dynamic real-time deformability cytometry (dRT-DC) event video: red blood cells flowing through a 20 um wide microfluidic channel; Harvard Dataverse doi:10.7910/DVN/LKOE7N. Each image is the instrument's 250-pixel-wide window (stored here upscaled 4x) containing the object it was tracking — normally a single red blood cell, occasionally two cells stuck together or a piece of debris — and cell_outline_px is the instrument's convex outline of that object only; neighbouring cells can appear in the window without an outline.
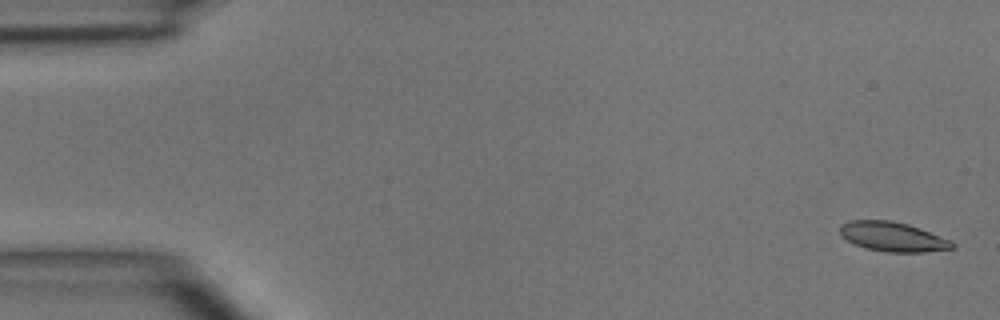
{"species": "common noctule bat (a hibernating species)", "species_latin": "Nyctalus noctula", "temperature_condition": "room temperature", "stored_images_in_passage": 6, "segment_of_instrument_passage": [2, 2], "camera_frame_rate_fps": 3000, "um_per_image_px": 0.085, "animal": {"sex": "male", "body_mass_g": 15.6}, "frame": {"image": 1, "passage_image": 6, "time_ms": 5.667, "image_size_px": [1000, 320], "cell_outline_px": [[956, 248], [924, 252], [888, 252], [864, 248], [840, 236], [840, 224], [848, 220], [892, 220], [908, 224], [920, 228], [952, 240], [956, 244]], "centroid_in_image_um": [75.9, 20.12], "position_along_channel_um": 9.1, "area_um2": 19.54}}